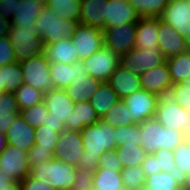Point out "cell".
I'll return each instance as SVG.
<instances>
[{"mask_svg": "<svg viewBox=\"0 0 190 190\" xmlns=\"http://www.w3.org/2000/svg\"><path fill=\"white\" fill-rule=\"evenodd\" d=\"M140 126V145L147 154H154L159 149L175 150L185 139V133L165 128L154 117L143 120Z\"/></svg>", "mask_w": 190, "mask_h": 190, "instance_id": "1", "label": "cell"}, {"mask_svg": "<svg viewBox=\"0 0 190 190\" xmlns=\"http://www.w3.org/2000/svg\"><path fill=\"white\" fill-rule=\"evenodd\" d=\"M76 167L51 159L30 168V176L56 190H72Z\"/></svg>", "mask_w": 190, "mask_h": 190, "instance_id": "2", "label": "cell"}, {"mask_svg": "<svg viewBox=\"0 0 190 190\" xmlns=\"http://www.w3.org/2000/svg\"><path fill=\"white\" fill-rule=\"evenodd\" d=\"M3 29L9 35V40L14 47L16 61L38 56L44 53L45 44L40 32L34 27L4 26Z\"/></svg>", "mask_w": 190, "mask_h": 190, "instance_id": "3", "label": "cell"}, {"mask_svg": "<svg viewBox=\"0 0 190 190\" xmlns=\"http://www.w3.org/2000/svg\"><path fill=\"white\" fill-rule=\"evenodd\" d=\"M79 24V21L61 19L45 7L34 27L40 32L43 43L47 45L57 42L60 38L72 37Z\"/></svg>", "mask_w": 190, "mask_h": 190, "instance_id": "4", "label": "cell"}, {"mask_svg": "<svg viewBox=\"0 0 190 190\" xmlns=\"http://www.w3.org/2000/svg\"><path fill=\"white\" fill-rule=\"evenodd\" d=\"M80 132L83 138L85 154L102 155L116 148L115 128L102 120L84 127Z\"/></svg>", "mask_w": 190, "mask_h": 190, "instance_id": "5", "label": "cell"}, {"mask_svg": "<svg viewBox=\"0 0 190 190\" xmlns=\"http://www.w3.org/2000/svg\"><path fill=\"white\" fill-rule=\"evenodd\" d=\"M19 64L23 72V83L44 93L54 88L50 76V62L44 53L23 60Z\"/></svg>", "mask_w": 190, "mask_h": 190, "instance_id": "6", "label": "cell"}, {"mask_svg": "<svg viewBox=\"0 0 190 190\" xmlns=\"http://www.w3.org/2000/svg\"><path fill=\"white\" fill-rule=\"evenodd\" d=\"M154 118L165 128L186 132L190 123V112L182 108L169 96L159 98Z\"/></svg>", "mask_w": 190, "mask_h": 190, "instance_id": "7", "label": "cell"}, {"mask_svg": "<svg viewBox=\"0 0 190 190\" xmlns=\"http://www.w3.org/2000/svg\"><path fill=\"white\" fill-rule=\"evenodd\" d=\"M137 23H126L103 30L104 46L123 56L135 47Z\"/></svg>", "mask_w": 190, "mask_h": 190, "instance_id": "8", "label": "cell"}, {"mask_svg": "<svg viewBox=\"0 0 190 190\" xmlns=\"http://www.w3.org/2000/svg\"><path fill=\"white\" fill-rule=\"evenodd\" d=\"M164 61L165 58L160 50H144L137 47L120 56V65L138 76L161 65Z\"/></svg>", "mask_w": 190, "mask_h": 190, "instance_id": "9", "label": "cell"}, {"mask_svg": "<svg viewBox=\"0 0 190 190\" xmlns=\"http://www.w3.org/2000/svg\"><path fill=\"white\" fill-rule=\"evenodd\" d=\"M82 63L90 76L101 82H107L110 75L120 64V57L111 49L103 46L96 53L92 54L87 59L82 60Z\"/></svg>", "mask_w": 190, "mask_h": 190, "instance_id": "10", "label": "cell"}, {"mask_svg": "<svg viewBox=\"0 0 190 190\" xmlns=\"http://www.w3.org/2000/svg\"><path fill=\"white\" fill-rule=\"evenodd\" d=\"M159 98L154 93L140 89L122 100L129 109L131 121L140 124L141 121L155 116Z\"/></svg>", "mask_w": 190, "mask_h": 190, "instance_id": "11", "label": "cell"}, {"mask_svg": "<svg viewBox=\"0 0 190 190\" xmlns=\"http://www.w3.org/2000/svg\"><path fill=\"white\" fill-rule=\"evenodd\" d=\"M83 151L84 143L81 132L64 129L59 134L53 158L75 167Z\"/></svg>", "mask_w": 190, "mask_h": 190, "instance_id": "12", "label": "cell"}, {"mask_svg": "<svg viewBox=\"0 0 190 190\" xmlns=\"http://www.w3.org/2000/svg\"><path fill=\"white\" fill-rule=\"evenodd\" d=\"M0 172L21 182L30 175L28 152L8 145L0 154Z\"/></svg>", "mask_w": 190, "mask_h": 190, "instance_id": "13", "label": "cell"}, {"mask_svg": "<svg viewBox=\"0 0 190 190\" xmlns=\"http://www.w3.org/2000/svg\"><path fill=\"white\" fill-rule=\"evenodd\" d=\"M80 61L87 59L104 46L103 30L79 24L71 37Z\"/></svg>", "mask_w": 190, "mask_h": 190, "instance_id": "14", "label": "cell"}, {"mask_svg": "<svg viewBox=\"0 0 190 190\" xmlns=\"http://www.w3.org/2000/svg\"><path fill=\"white\" fill-rule=\"evenodd\" d=\"M160 19L187 38L190 32V0H170Z\"/></svg>", "mask_w": 190, "mask_h": 190, "instance_id": "15", "label": "cell"}, {"mask_svg": "<svg viewBox=\"0 0 190 190\" xmlns=\"http://www.w3.org/2000/svg\"><path fill=\"white\" fill-rule=\"evenodd\" d=\"M140 80L142 89L159 97L167 96L170 87L173 85L166 61L155 68L143 72L140 75Z\"/></svg>", "mask_w": 190, "mask_h": 190, "instance_id": "16", "label": "cell"}, {"mask_svg": "<svg viewBox=\"0 0 190 190\" xmlns=\"http://www.w3.org/2000/svg\"><path fill=\"white\" fill-rule=\"evenodd\" d=\"M158 36L159 48L165 59L189 49L187 38L167 23L161 21L160 17Z\"/></svg>", "mask_w": 190, "mask_h": 190, "instance_id": "17", "label": "cell"}, {"mask_svg": "<svg viewBox=\"0 0 190 190\" xmlns=\"http://www.w3.org/2000/svg\"><path fill=\"white\" fill-rule=\"evenodd\" d=\"M145 186L152 190H190V178L178 167L172 172H158L146 177Z\"/></svg>", "mask_w": 190, "mask_h": 190, "instance_id": "18", "label": "cell"}, {"mask_svg": "<svg viewBox=\"0 0 190 190\" xmlns=\"http://www.w3.org/2000/svg\"><path fill=\"white\" fill-rule=\"evenodd\" d=\"M105 25L107 27L125 25L126 23H137L139 14L130 5L129 0H108L105 6Z\"/></svg>", "mask_w": 190, "mask_h": 190, "instance_id": "19", "label": "cell"}, {"mask_svg": "<svg viewBox=\"0 0 190 190\" xmlns=\"http://www.w3.org/2000/svg\"><path fill=\"white\" fill-rule=\"evenodd\" d=\"M44 102L51 117L64 123L74 111L75 102L67 96L64 89L52 88L45 93Z\"/></svg>", "mask_w": 190, "mask_h": 190, "instance_id": "20", "label": "cell"}, {"mask_svg": "<svg viewBox=\"0 0 190 190\" xmlns=\"http://www.w3.org/2000/svg\"><path fill=\"white\" fill-rule=\"evenodd\" d=\"M35 130L18 114L6 132L7 144L28 152L35 144Z\"/></svg>", "mask_w": 190, "mask_h": 190, "instance_id": "21", "label": "cell"}, {"mask_svg": "<svg viewBox=\"0 0 190 190\" xmlns=\"http://www.w3.org/2000/svg\"><path fill=\"white\" fill-rule=\"evenodd\" d=\"M107 83L113 88L120 99L142 89L140 76L133 74L120 64L110 75Z\"/></svg>", "mask_w": 190, "mask_h": 190, "instance_id": "22", "label": "cell"}, {"mask_svg": "<svg viewBox=\"0 0 190 190\" xmlns=\"http://www.w3.org/2000/svg\"><path fill=\"white\" fill-rule=\"evenodd\" d=\"M158 32L159 17H141L137 22L135 47L160 50Z\"/></svg>", "mask_w": 190, "mask_h": 190, "instance_id": "23", "label": "cell"}, {"mask_svg": "<svg viewBox=\"0 0 190 190\" xmlns=\"http://www.w3.org/2000/svg\"><path fill=\"white\" fill-rule=\"evenodd\" d=\"M86 75L88 73L80 60L72 64L50 63V76L54 88L65 89L76 77Z\"/></svg>", "mask_w": 190, "mask_h": 190, "instance_id": "24", "label": "cell"}, {"mask_svg": "<svg viewBox=\"0 0 190 190\" xmlns=\"http://www.w3.org/2000/svg\"><path fill=\"white\" fill-rule=\"evenodd\" d=\"M44 54L50 63L72 64L79 61L76 47L70 38H60L57 42L45 45Z\"/></svg>", "mask_w": 190, "mask_h": 190, "instance_id": "25", "label": "cell"}, {"mask_svg": "<svg viewBox=\"0 0 190 190\" xmlns=\"http://www.w3.org/2000/svg\"><path fill=\"white\" fill-rule=\"evenodd\" d=\"M101 120L89 100L75 103L74 111L65 122L66 130L81 131L84 127L95 124Z\"/></svg>", "mask_w": 190, "mask_h": 190, "instance_id": "26", "label": "cell"}, {"mask_svg": "<svg viewBox=\"0 0 190 190\" xmlns=\"http://www.w3.org/2000/svg\"><path fill=\"white\" fill-rule=\"evenodd\" d=\"M108 0H81L80 24L104 30Z\"/></svg>", "mask_w": 190, "mask_h": 190, "instance_id": "27", "label": "cell"}, {"mask_svg": "<svg viewBox=\"0 0 190 190\" xmlns=\"http://www.w3.org/2000/svg\"><path fill=\"white\" fill-rule=\"evenodd\" d=\"M101 81L90 76H78L65 88L67 96L75 103L85 102L94 95Z\"/></svg>", "mask_w": 190, "mask_h": 190, "instance_id": "28", "label": "cell"}, {"mask_svg": "<svg viewBox=\"0 0 190 190\" xmlns=\"http://www.w3.org/2000/svg\"><path fill=\"white\" fill-rule=\"evenodd\" d=\"M45 8L34 0H20L12 20L6 26H19L20 28L34 26L38 16Z\"/></svg>", "mask_w": 190, "mask_h": 190, "instance_id": "29", "label": "cell"}, {"mask_svg": "<svg viewBox=\"0 0 190 190\" xmlns=\"http://www.w3.org/2000/svg\"><path fill=\"white\" fill-rule=\"evenodd\" d=\"M119 100L113 88L107 82H101L89 102L101 119Z\"/></svg>", "mask_w": 190, "mask_h": 190, "instance_id": "30", "label": "cell"}, {"mask_svg": "<svg viewBox=\"0 0 190 190\" xmlns=\"http://www.w3.org/2000/svg\"><path fill=\"white\" fill-rule=\"evenodd\" d=\"M173 84L182 83L190 76V48L178 55L165 59Z\"/></svg>", "mask_w": 190, "mask_h": 190, "instance_id": "31", "label": "cell"}, {"mask_svg": "<svg viewBox=\"0 0 190 190\" xmlns=\"http://www.w3.org/2000/svg\"><path fill=\"white\" fill-rule=\"evenodd\" d=\"M45 7L61 19L80 21L81 0H47Z\"/></svg>", "mask_w": 190, "mask_h": 190, "instance_id": "32", "label": "cell"}, {"mask_svg": "<svg viewBox=\"0 0 190 190\" xmlns=\"http://www.w3.org/2000/svg\"><path fill=\"white\" fill-rule=\"evenodd\" d=\"M124 189L120 172L98 168L93 172V190H121Z\"/></svg>", "mask_w": 190, "mask_h": 190, "instance_id": "33", "label": "cell"}, {"mask_svg": "<svg viewBox=\"0 0 190 190\" xmlns=\"http://www.w3.org/2000/svg\"><path fill=\"white\" fill-rule=\"evenodd\" d=\"M115 150L123 168L141 166L147 155L141 145L135 144H123L117 146Z\"/></svg>", "mask_w": 190, "mask_h": 190, "instance_id": "34", "label": "cell"}, {"mask_svg": "<svg viewBox=\"0 0 190 190\" xmlns=\"http://www.w3.org/2000/svg\"><path fill=\"white\" fill-rule=\"evenodd\" d=\"M4 92H15L23 84V72L18 61L0 67Z\"/></svg>", "mask_w": 190, "mask_h": 190, "instance_id": "35", "label": "cell"}, {"mask_svg": "<svg viewBox=\"0 0 190 190\" xmlns=\"http://www.w3.org/2000/svg\"><path fill=\"white\" fill-rule=\"evenodd\" d=\"M101 120L114 127H122L133 124L128 107L122 99H120Z\"/></svg>", "mask_w": 190, "mask_h": 190, "instance_id": "36", "label": "cell"}, {"mask_svg": "<svg viewBox=\"0 0 190 190\" xmlns=\"http://www.w3.org/2000/svg\"><path fill=\"white\" fill-rule=\"evenodd\" d=\"M170 0H129L140 17H160Z\"/></svg>", "mask_w": 190, "mask_h": 190, "instance_id": "37", "label": "cell"}, {"mask_svg": "<svg viewBox=\"0 0 190 190\" xmlns=\"http://www.w3.org/2000/svg\"><path fill=\"white\" fill-rule=\"evenodd\" d=\"M19 111L33 107L44 101L45 93L23 83L15 92Z\"/></svg>", "mask_w": 190, "mask_h": 190, "instance_id": "38", "label": "cell"}, {"mask_svg": "<svg viewBox=\"0 0 190 190\" xmlns=\"http://www.w3.org/2000/svg\"><path fill=\"white\" fill-rule=\"evenodd\" d=\"M120 173L124 189L139 190L142 186L145 185L146 176L141 166L123 168Z\"/></svg>", "mask_w": 190, "mask_h": 190, "instance_id": "39", "label": "cell"}, {"mask_svg": "<svg viewBox=\"0 0 190 190\" xmlns=\"http://www.w3.org/2000/svg\"><path fill=\"white\" fill-rule=\"evenodd\" d=\"M47 113L48 110L44 101L33 107L19 111V115L27 122L29 126L35 129L45 124Z\"/></svg>", "mask_w": 190, "mask_h": 190, "instance_id": "40", "label": "cell"}, {"mask_svg": "<svg viewBox=\"0 0 190 190\" xmlns=\"http://www.w3.org/2000/svg\"><path fill=\"white\" fill-rule=\"evenodd\" d=\"M115 143L116 147L123 144L140 145V126L139 124H130L115 128Z\"/></svg>", "mask_w": 190, "mask_h": 190, "instance_id": "41", "label": "cell"}, {"mask_svg": "<svg viewBox=\"0 0 190 190\" xmlns=\"http://www.w3.org/2000/svg\"><path fill=\"white\" fill-rule=\"evenodd\" d=\"M58 137L59 133L56 132V128L42 125L35 130V144L43 149L52 150L54 152Z\"/></svg>", "mask_w": 190, "mask_h": 190, "instance_id": "42", "label": "cell"}, {"mask_svg": "<svg viewBox=\"0 0 190 190\" xmlns=\"http://www.w3.org/2000/svg\"><path fill=\"white\" fill-rule=\"evenodd\" d=\"M19 106L14 92L0 93V117H16Z\"/></svg>", "mask_w": 190, "mask_h": 190, "instance_id": "43", "label": "cell"}, {"mask_svg": "<svg viewBox=\"0 0 190 190\" xmlns=\"http://www.w3.org/2000/svg\"><path fill=\"white\" fill-rule=\"evenodd\" d=\"M182 108L190 112V87L183 83H176L170 87L168 95Z\"/></svg>", "mask_w": 190, "mask_h": 190, "instance_id": "44", "label": "cell"}, {"mask_svg": "<svg viewBox=\"0 0 190 190\" xmlns=\"http://www.w3.org/2000/svg\"><path fill=\"white\" fill-rule=\"evenodd\" d=\"M173 153L176 167L190 178V144L185 140Z\"/></svg>", "mask_w": 190, "mask_h": 190, "instance_id": "45", "label": "cell"}, {"mask_svg": "<svg viewBox=\"0 0 190 190\" xmlns=\"http://www.w3.org/2000/svg\"><path fill=\"white\" fill-rule=\"evenodd\" d=\"M15 61L14 47L10 43L9 35L3 28H0V67Z\"/></svg>", "mask_w": 190, "mask_h": 190, "instance_id": "46", "label": "cell"}, {"mask_svg": "<svg viewBox=\"0 0 190 190\" xmlns=\"http://www.w3.org/2000/svg\"><path fill=\"white\" fill-rule=\"evenodd\" d=\"M157 160V173H170L176 167L174 153L171 150L159 149L153 154Z\"/></svg>", "mask_w": 190, "mask_h": 190, "instance_id": "47", "label": "cell"}, {"mask_svg": "<svg viewBox=\"0 0 190 190\" xmlns=\"http://www.w3.org/2000/svg\"><path fill=\"white\" fill-rule=\"evenodd\" d=\"M20 0H0V28L8 25L13 18V15L17 13Z\"/></svg>", "mask_w": 190, "mask_h": 190, "instance_id": "48", "label": "cell"}, {"mask_svg": "<svg viewBox=\"0 0 190 190\" xmlns=\"http://www.w3.org/2000/svg\"><path fill=\"white\" fill-rule=\"evenodd\" d=\"M51 159H53V151L40 148L39 145L34 144V146L28 151V162L30 168Z\"/></svg>", "mask_w": 190, "mask_h": 190, "instance_id": "49", "label": "cell"}, {"mask_svg": "<svg viewBox=\"0 0 190 190\" xmlns=\"http://www.w3.org/2000/svg\"><path fill=\"white\" fill-rule=\"evenodd\" d=\"M76 178L72 190H89L93 188V171L76 168Z\"/></svg>", "mask_w": 190, "mask_h": 190, "instance_id": "50", "label": "cell"}, {"mask_svg": "<svg viewBox=\"0 0 190 190\" xmlns=\"http://www.w3.org/2000/svg\"><path fill=\"white\" fill-rule=\"evenodd\" d=\"M98 168L110 169V171L113 170L115 172H120L123 169L115 149L101 155Z\"/></svg>", "mask_w": 190, "mask_h": 190, "instance_id": "51", "label": "cell"}, {"mask_svg": "<svg viewBox=\"0 0 190 190\" xmlns=\"http://www.w3.org/2000/svg\"><path fill=\"white\" fill-rule=\"evenodd\" d=\"M100 158L101 155L85 154V151H83L75 167L94 172L98 169Z\"/></svg>", "mask_w": 190, "mask_h": 190, "instance_id": "52", "label": "cell"}, {"mask_svg": "<svg viewBox=\"0 0 190 190\" xmlns=\"http://www.w3.org/2000/svg\"><path fill=\"white\" fill-rule=\"evenodd\" d=\"M22 190H56L28 175L21 181Z\"/></svg>", "mask_w": 190, "mask_h": 190, "instance_id": "53", "label": "cell"}, {"mask_svg": "<svg viewBox=\"0 0 190 190\" xmlns=\"http://www.w3.org/2000/svg\"><path fill=\"white\" fill-rule=\"evenodd\" d=\"M145 176L157 174V160L153 154H147L144 161L141 163Z\"/></svg>", "mask_w": 190, "mask_h": 190, "instance_id": "54", "label": "cell"}, {"mask_svg": "<svg viewBox=\"0 0 190 190\" xmlns=\"http://www.w3.org/2000/svg\"><path fill=\"white\" fill-rule=\"evenodd\" d=\"M45 126L50 128H56V132L59 134L65 129V123L60 120H55L51 117L49 112L46 114Z\"/></svg>", "mask_w": 190, "mask_h": 190, "instance_id": "55", "label": "cell"}, {"mask_svg": "<svg viewBox=\"0 0 190 190\" xmlns=\"http://www.w3.org/2000/svg\"><path fill=\"white\" fill-rule=\"evenodd\" d=\"M16 117H0V133L6 134Z\"/></svg>", "mask_w": 190, "mask_h": 190, "instance_id": "56", "label": "cell"}, {"mask_svg": "<svg viewBox=\"0 0 190 190\" xmlns=\"http://www.w3.org/2000/svg\"><path fill=\"white\" fill-rule=\"evenodd\" d=\"M13 181L15 180L12 177L0 172V188L8 186V184Z\"/></svg>", "mask_w": 190, "mask_h": 190, "instance_id": "57", "label": "cell"}, {"mask_svg": "<svg viewBox=\"0 0 190 190\" xmlns=\"http://www.w3.org/2000/svg\"><path fill=\"white\" fill-rule=\"evenodd\" d=\"M0 190H22L20 181H13L8 184V186L0 188Z\"/></svg>", "mask_w": 190, "mask_h": 190, "instance_id": "58", "label": "cell"}, {"mask_svg": "<svg viewBox=\"0 0 190 190\" xmlns=\"http://www.w3.org/2000/svg\"><path fill=\"white\" fill-rule=\"evenodd\" d=\"M7 146L6 134L0 133V154L6 149Z\"/></svg>", "mask_w": 190, "mask_h": 190, "instance_id": "59", "label": "cell"}, {"mask_svg": "<svg viewBox=\"0 0 190 190\" xmlns=\"http://www.w3.org/2000/svg\"><path fill=\"white\" fill-rule=\"evenodd\" d=\"M185 139L190 144V123H189L187 130L185 132Z\"/></svg>", "mask_w": 190, "mask_h": 190, "instance_id": "60", "label": "cell"}, {"mask_svg": "<svg viewBox=\"0 0 190 190\" xmlns=\"http://www.w3.org/2000/svg\"><path fill=\"white\" fill-rule=\"evenodd\" d=\"M4 92V85L2 84V73L0 72V93Z\"/></svg>", "mask_w": 190, "mask_h": 190, "instance_id": "61", "label": "cell"}, {"mask_svg": "<svg viewBox=\"0 0 190 190\" xmlns=\"http://www.w3.org/2000/svg\"><path fill=\"white\" fill-rule=\"evenodd\" d=\"M184 85L190 87V76L182 82Z\"/></svg>", "mask_w": 190, "mask_h": 190, "instance_id": "62", "label": "cell"}, {"mask_svg": "<svg viewBox=\"0 0 190 190\" xmlns=\"http://www.w3.org/2000/svg\"><path fill=\"white\" fill-rule=\"evenodd\" d=\"M34 1H37L39 4L44 5V6L47 3V0H34Z\"/></svg>", "mask_w": 190, "mask_h": 190, "instance_id": "63", "label": "cell"}, {"mask_svg": "<svg viewBox=\"0 0 190 190\" xmlns=\"http://www.w3.org/2000/svg\"><path fill=\"white\" fill-rule=\"evenodd\" d=\"M139 190H152V189H149L148 187H146L145 185L142 186Z\"/></svg>", "mask_w": 190, "mask_h": 190, "instance_id": "64", "label": "cell"}, {"mask_svg": "<svg viewBox=\"0 0 190 190\" xmlns=\"http://www.w3.org/2000/svg\"><path fill=\"white\" fill-rule=\"evenodd\" d=\"M187 42H188V46L190 48V32H189V36L187 37Z\"/></svg>", "mask_w": 190, "mask_h": 190, "instance_id": "65", "label": "cell"}]
</instances>
